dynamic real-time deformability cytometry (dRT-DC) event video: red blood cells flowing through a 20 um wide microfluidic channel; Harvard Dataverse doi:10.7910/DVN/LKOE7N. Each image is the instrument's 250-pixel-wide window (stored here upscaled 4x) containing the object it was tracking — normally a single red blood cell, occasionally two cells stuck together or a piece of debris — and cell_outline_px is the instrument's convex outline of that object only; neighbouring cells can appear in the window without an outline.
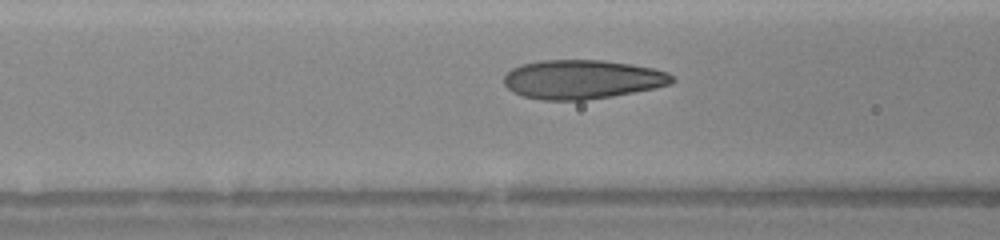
{"species": "human", "species_latin": "Homo sapiens", "temperature_condition": "warm", "stored_images_in_passage": 21, "camera_frame_rate_fps": 3000, "um_per_image_px": 0.085, "donor": {"sex": "female"}, "frame": {"image": 1, "passage_image": 18, "time_ms": 3.667, "image_size_px": [1000, 240], "cell_outline_px": [[676, 80], [672, 84], [656, 88], [612, 96], [584, 100], [544, 100], [524, 96], [512, 92], [504, 84], [504, 76], [512, 68], [520, 64], [540, 60], [604, 60], [652, 68], [668, 72]], "centroid_in_image_um": [49.49, 6.75], "position_along_channel_um": 117.1, "area_um2": 38.32}}